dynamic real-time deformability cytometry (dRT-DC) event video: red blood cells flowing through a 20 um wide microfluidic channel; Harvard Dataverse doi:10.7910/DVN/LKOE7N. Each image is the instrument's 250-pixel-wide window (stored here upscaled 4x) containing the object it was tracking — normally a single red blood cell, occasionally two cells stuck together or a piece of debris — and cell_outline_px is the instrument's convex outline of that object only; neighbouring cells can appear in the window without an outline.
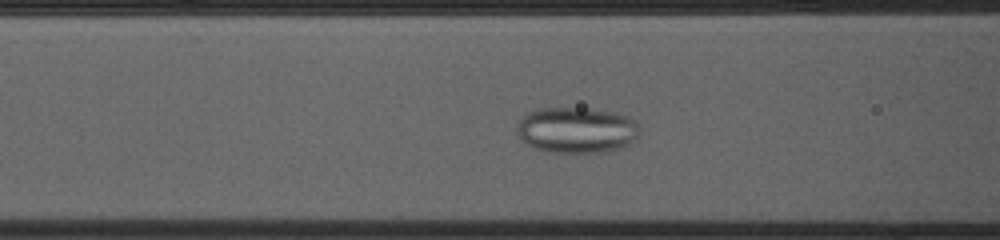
{"species": "common noctule bat (a hibernating species)", "species_latin": "Nyctalus noctula", "temperature_condition": "cold", "stored_images_in_passage": 48, "camera_frame_rate_fps": 3000, "um_per_image_px": 0.085, "animal": {"sex": "female", "body_mass_g": 23.0, "forearm_length_mm": 53.4}, "frame": {"image": 1, "passage_image": 15, "time_ms": 4.667, "image_size_px": [1000, 240], "cell_outline_px": [[640, 132], [636, 140], [628, 144], [604, 152], [544, 152], [520, 140], [516, 128], [520, 120], [528, 112], [536, 108], [588, 108], [616, 112], [636, 120], [640, 128]], "centroid_in_image_um": [49.02, 11.04], "position_along_channel_um": 117.6, "area_um2": 33.06}}
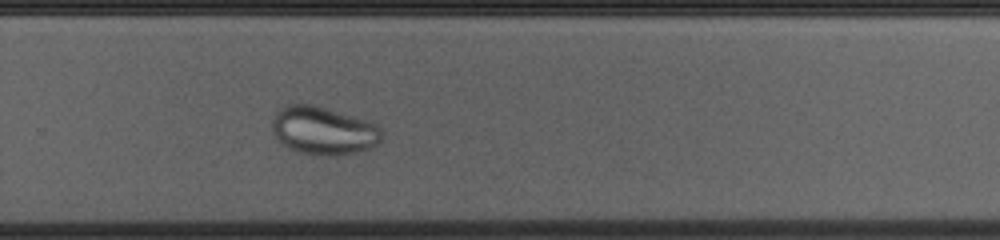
{"frame": {"image": 2, "passage_image": 30, "time_ms": 9.667, "image_size_px": [1000, 240], "cell_outline_px": [[384, 136], [372, 148], [356, 152], [336, 156], [332, 156], [300, 152], [284, 144], [272, 132], [272, 120], [276, 112], [280, 108], [288, 104], [312, 104], [372, 120], [384, 128]], "centroid_in_image_um": [27.58, 11.08], "position_along_channel_um": 302.2, "area_um2": 31.1}}
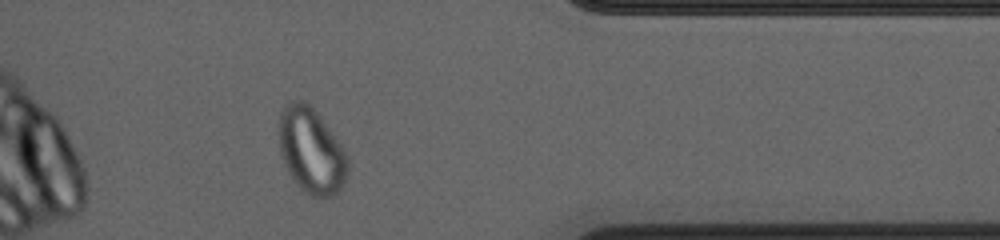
{"frame": {"image": 3, "passage_image": 38, "time_ms": 12.333, "image_size_px": [1000, 240], "cell_outline_px": [[348, 172], [344, 184], [332, 196], [312, 196], [304, 192], [296, 184], [288, 172], [280, 152], [280, 112], [284, 104], [296, 100], [304, 100], [320, 116], [336, 136], [344, 148], [348, 156]], "centroid_in_image_um": [26.48, 12.8], "position_along_channel_um": 384.9, "area_um2": 34.28}}